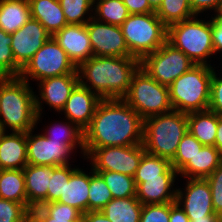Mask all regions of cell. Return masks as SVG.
<instances>
[{"instance_id": "obj_38", "label": "cell", "mask_w": 222, "mask_h": 222, "mask_svg": "<svg viewBox=\"0 0 222 222\" xmlns=\"http://www.w3.org/2000/svg\"><path fill=\"white\" fill-rule=\"evenodd\" d=\"M11 42L12 35L0 28V73L19 77L22 68L15 62Z\"/></svg>"}, {"instance_id": "obj_29", "label": "cell", "mask_w": 222, "mask_h": 222, "mask_svg": "<svg viewBox=\"0 0 222 222\" xmlns=\"http://www.w3.org/2000/svg\"><path fill=\"white\" fill-rule=\"evenodd\" d=\"M178 172L167 158L144 153L139 166L133 176L136 187L143 182V178L176 177Z\"/></svg>"}, {"instance_id": "obj_33", "label": "cell", "mask_w": 222, "mask_h": 222, "mask_svg": "<svg viewBox=\"0 0 222 222\" xmlns=\"http://www.w3.org/2000/svg\"><path fill=\"white\" fill-rule=\"evenodd\" d=\"M43 135L46 136L48 140L61 141V143H64L66 146H76L77 143L84 154V131L69 120L67 124L65 122V124L58 123V125L54 124L50 126L49 130Z\"/></svg>"}, {"instance_id": "obj_19", "label": "cell", "mask_w": 222, "mask_h": 222, "mask_svg": "<svg viewBox=\"0 0 222 222\" xmlns=\"http://www.w3.org/2000/svg\"><path fill=\"white\" fill-rule=\"evenodd\" d=\"M55 166L29 165L23 169L27 205L30 209L47 203V190Z\"/></svg>"}, {"instance_id": "obj_34", "label": "cell", "mask_w": 222, "mask_h": 222, "mask_svg": "<svg viewBox=\"0 0 222 222\" xmlns=\"http://www.w3.org/2000/svg\"><path fill=\"white\" fill-rule=\"evenodd\" d=\"M104 179L113 198L136 196V184L132 176L113 171H95Z\"/></svg>"}, {"instance_id": "obj_43", "label": "cell", "mask_w": 222, "mask_h": 222, "mask_svg": "<svg viewBox=\"0 0 222 222\" xmlns=\"http://www.w3.org/2000/svg\"><path fill=\"white\" fill-rule=\"evenodd\" d=\"M213 68V75L210 85V100L209 110L213 111L219 116H222V78L217 77Z\"/></svg>"}, {"instance_id": "obj_44", "label": "cell", "mask_w": 222, "mask_h": 222, "mask_svg": "<svg viewBox=\"0 0 222 222\" xmlns=\"http://www.w3.org/2000/svg\"><path fill=\"white\" fill-rule=\"evenodd\" d=\"M129 14L152 13L155 10L150 6L148 0H122Z\"/></svg>"}, {"instance_id": "obj_14", "label": "cell", "mask_w": 222, "mask_h": 222, "mask_svg": "<svg viewBox=\"0 0 222 222\" xmlns=\"http://www.w3.org/2000/svg\"><path fill=\"white\" fill-rule=\"evenodd\" d=\"M11 35V48L14 59L21 68L52 36L38 20L33 18H30L20 29Z\"/></svg>"}, {"instance_id": "obj_28", "label": "cell", "mask_w": 222, "mask_h": 222, "mask_svg": "<svg viewBox=\"0 0 222 222\" xmlns=\"http://www.w3.org/2000/svg\"><path fill=\"white\" fill-rule=\"evenodd\" d=\"M142 207L136 196H131L113 198L101 211L112 222H140Z\"/></svg>"}, {"instance_id": "obj_46", "label": "cell", "mask_w": 222, "mask_h": 222, "mask_svg": "<svg viewBox=\"0 0 222 222\" xmlns=\"http://www.w3.org/2000/svg\"><path fill=\"white\" fill-rule=\"evenodd\" d=\"M212 39L215 53L222 51V19H212Z\"/></svg>"}, {"instance_id": "obj_37", "label": "cell", "mask_w": 222, "mask_h": 222, "mask_svg": "<svg viewBox=\"0 0 222 222\" xmlns=\"http://www.w3.org/2000/svg\"><path fill=\"white\" fill-rule=\"evenodd\" d=\"M203 145L188 131L179 143L171 165L179 172L193 157L200 152Z\"/></svg>"}, {"instance_id": "obj_18", "label": "cell", "mask_w": 222, "mask_h": 222, "mask_svg": "<svg viewBox=\"0 0 222 222\" xmlns=\"http://www.w3.org/2000/svg\"><path fill=\"white\" fill-rule=\"evenodd\" d=\"M78 84V74H65L43 79L39 84L40 99L60 112Z\"/></svg>"}, {"instance_id": "obj_11", "label": "cell", "mask_w": 222, "mask_h": 222, "mask_svg": "<svg viewBox=\"0 0 222 222\" xmlns=\"http://www.w3.org/2000/svg\"><path fill=\"white\" fill-rule=\"evenodd\" d=\"M143 144L130 146L85 148L84 155L91 159L94 171H113L134 176L142 155ZM90 156V157H89Z\"/></svg>"}, {"instance_id": "obj_23", "label": "cell", "mask_w": 222, "mask_h": 222, "mask_svg": "<svg viewBox=\"0 0 222 222\" xmlns=\"http://www.w3.org/2000/svg\"><path fill=\"white\" fill-rule=\"evenodd\" d=\"M31 18L38 20L53 36L68 25L59 0H28Z\"/></svg>"}, {"instance_id": "obj_22", "label": "cell", "mask_w": 222, "mask_h": 222, "mask_svg": "<svg viewBox=\"0 0 222 222\" xmlns=\"http://www.w3.org/2000/svg\"><path fill=\"white\" fill-rule=\"evenodd\" d=\"M90 175L85 174L79 168L71 174L69 182L65 183V188L57 202L75 207L82 214L88 212Z\"/></svg>"}, {"instance_id": "obj_20", "label": "cell", "mask_w": 222, "mask_h": 222, "mask_svg": "<svg viewBox=\"0 0 222 222\" xmlns=\"http://www.w3.org/2000/svg\"><path fill=\"white\" fill-rule=\"evenodd\" d=\"M28 164L25 132L3 134L0 139V170L24 169Z\"/></svg>"}, {"instance_id": "obj_53", "label": "cell", "mask_w": 222, "mask_h": 222, "mask_svg": "<svg viewBox=\"0 0 222 222\" xmlns=\"http://www.w3.org/2000/svg\"><path fill=\"white\" fill-rule=\"evenodd\" d=\"M216 13V16L214 15L212 19H222V2L220 3Z\"/></svg>"}, {"instance_id": "obj_42", "label": "cell", "mask_w": 222, "mask_h": 222, "mask_svg": "<svg viewBox=\"0 0 222 222\" xmlns=\"http://www.w3.org/2000/svg\"><path fill=\"white\" fill-rule=\"evenodd\" d=\"M205 179L211 188L214 212L222 216V163Z\"/></svg>"}, {"instance_id": "obj_52", "label": "cell", "mask_w": 222, "mask_h": 222, "mask_svg": "<svg viewBox=\"0 0 222 222\" xmlns=\"http://www.w3.org/2000/svg\"><path fill=\"white\" fill-rule=\"evenodd\" d=\"M163 0H148L150 6L156 11Z\"/></svg>"}, {"instance_id": "obj_5", "label": "cell", "mask_w": 222, "mask_h": 222, "mask_svg": "<svg viewBox=\"0 0 222 222\" xmlns=\"http://www.w3.org/2000/svg\"><path fill=\"white\" fill-rule=\"evenodd\" d=\"M212 75L211 65H194L175 79L168 87L173 110L185 114L207 110Z\"/></svg>"}, {"instance_id": "obj_9", "label": "cell", "mask_w": 222, "mask_h": 222, "mask_svg": "<svg viewBox=\"0 0 222 222\" xmlns=\"http://www.w3.org/2000/svg\"><path fill=\"white\" fill-rule=\"evenodd\" d=\"M65 74H78L77 67L51 36L21 69L19 77L29 83L28 77L41 81Z\"/></svg>"}, {"instance_id": "obj_49", "label": "cell", "mask_w": 222, "mask_h": 222, "mask_svg": "<svg viewBox=\"0 0 222 222\" xmlns=\"http://www.w3.org/2000/svg\"><path fill=\"white\" fill-rule=\"evenodd\" d=\"M215 147L222 153V116L219 115Z\"/></svg>"}, {"instance_id": "obj_48", "label": "cell", "mask_w": 222, "mask_h": 222, "mask_svg": "<svg viewBox=\"0 0 222 222\" xmlns=\"http://www.w3.org/2000/svg\"><path fill=\"white\" fill-rule=\"evenodd\" d=\"M82 222H112L102 211H90L82 214Z\"/></svg>"}, {"instance_id": "obj_21", "label": "cell", "mask_w": 222, "mask_h": 222, "mask_svg": "<svg viewBox=\"0 0 222 222\" xmlns=\"http://www.w3.org/2000/svg\"><path fill=\"white\" fill-rule=\"evenodd\" d=\"M176 177L143 178L136 187V198L143 204L176 202V190H171Z\"/></svg>"}, {"instance_id": "obj_50", "label": "cell", "mask_w": 222, "mask_h": 222, "mask_svg": "<svg viewBox=\"0 0 222 222\" xmlns=\"http://www.w3.org/2000/svg\"><path fill=\"white\" fill-rule=\"evenodd\" d=\"M190 222H221V216H204V218H189Z\"/></svg>"}, {"instance_id": "obj_13", "label": "cell", "mask_w": 222, "mask_h": 222, "mask_svg": "<svg viewBox=\"0 0 222 222\" xmlns=\"http://www.w3.org/2000/svg\"><path fill=\"white\" fill-rule=\"evenodd\" d=\"M26 133L27 160L29 165L66 166L68 157L76 146H66L61 141L48 140L43 134Z\"/></svg>"}, {"instance_id": "obj_47", "label": "cell", "mask_w": 222, "mask_h": 222, "mask_svg": "<svg viewBox=\"0 0 222 222\" xmlns=\"http://www.w3.org/2000/svg\"><path fill=\"white\" fill-rule=\"evenodd\" d=\"M181 206L176 202H170L169 222H190L188 216Z\"/></svg>"}, {"instance_id": "obj_10", "label": "cell", "mask_w": 222, "mask_h": 222, "mask_svg": "<svg viewBox=\"0 0 222 222\" xmlns=\"http://www.w3.org/2000/svg\"><path fill=\"white\" fill-rule=\"evenodd\" d=\"M194 65L196 64L188 56L168 41L155 52L145 55L140 60V68L167 87Z\"/></svg>"}, {"instance_id": "obj_41", "label": "cell", "mask_w": 222, "mask_h": 222, "mask_svg": "<svg viewBox=\"0 0 222 222\" xmlns=\"http://www.w3.org/2000/svg\"><path fill=\"white\" fill-rule=\"evenodd\" d=\"M170 203L145 204L142 207L140 222H169Z\"/></svg>"}, {"instance_id": "obj_26", "label": "cell", "mask_w": 222, "mask_h": 222, "mask_svg": "<svg viewBox=\"0 0 222 222\" xmlns=\"http://www.w3.org/2000/svg\"><path fill=\"white\" fill-rule=\"evenodd\" d=\"M31 18L28 0H0V28L13 34Z\"/></svg>"}, {"instance_id": "obj_12", "label": "cell", "mask_w": 222, "mask_h": 222, "mask_svg": "<svg viewBox=\"0 0 222 222\" xmlns=\"http://www.w3.org/2000/svg\"><path fill=\"white\" fill-rule=\"evenodd\" d=\"M86 27L94 56H132L120 26L103 23L92 17Z\"/></svg>"}, {"instance_id": "obj_15", "label": "cell", "mask_w": 222, "mask_h": 222, "mask_svg": "<svg viewBox=\"0 0 222 222\" xmlns=\"http://www.w3.org/2000/svg\"><path fill=\"white\" fill-rule=\"evenodd\" d=\"M185 191L177 189L176 203L182 206L188 218L221 216L214 212L211 188L206 179H188Z\"/></svg>"}, {"instance_id": "obj_2", "label": "cell", "mask_w": 222, "mask_h": 222, "mask_svg": "<svg viewBox=\"0 0 222 222\" xmlns=\"http://www.w3.org/2000/svg\"><path fill=\"white\" fill-rule=\"evenodd\" d=\"M139 68L140 59L133 56H92L77 67V72L79 84L94 88L92 91L101 99H123Z\"/></svg>"}, {"instance_id": "obj_16", "label": "cell", "mask_w": 222, "mask_h": 222, "mask_svg": "<svg viewBox=\"0 0 222 222\" xmlns=\"http://www.w3.org/2000/svg\"><path fill=\"white\" fill-rule=\"evenodd\" d=\"M52 37L76 67L94 56L86 24H68Z\"/></svg>"}, {"instance_id": "obj_51", "label": "cell", "mask_w": 222, "mask_h": 222, "mask_svg": "<svg viewBox=\"0 0 222 222\" xmlns=\"http://www.w3.org/2000/svg\"><path fill=\"white\" fill-rule=\"evenodd\" d=\"M12 78V76L0 73V96L3 86Z\"/></svg>"}, {"instance_id": "obj_1", "label": "cell", "mask_w": 222, "mask_h": 222, "mask_svg": "<svg viewBox=\"0 0 222 222\" xmlns=\"http://www.w3.org/2000/svg\"><path fill=\"white\" fill-rule=\"evenodd\" d=\"M143 119L123 99H101L84 130L85 148L142 144Z\"/></svg>"}, {"instance_id": "obj_27", "label": "cell", "mask_w": 222, "mask_h": 222, "mask_svg": "<svg viewBox=\"0 0 222 222\" xmlns=\"http://www.w3.org/2000/svg\"><path fill=\"white\" fill-rule=\"evenodd\" d=\"M30 222H82V213L61 202H49L31 209Z\"/></svg>"}, {"instance_id": "obj_32", "label": "cell", "mask_w": 222, "mask_h": 222, "mask_svg": "<svg viewBox=\"0 0 222 222\" xmlns=\"http://www.w3.org/2000/svg\"><path fill=\"white\" fill-rule=\"evenodd\" d=\"M95 2L96 13L93 18L97 21L121 26L130 15L122 0H94V4Z\"/></svg>"}, {"instance_id": "obj_30", "label": "cell", "mask_w": 222, "mask_h": 222, "mask_svg": "<svg viewBox=\"0 0 222 222\" xmlns=\"http://www.w3.org/2000/svg\"><path fill=\"white\" fill-rule=\"evenodd\" d=\"M0 198L27 204L25 176L22 169L0 170Z\"/></svg>"}, {"instance_id": "obj_3", "label": "cell", "mask_w": 222, "mask_h": 222, "mask_svg": "<svg viewBox=\"0 0 222 222\" xmlns=\"http://www.w3.org/2000/svg\"><path fill=\"white\" fill-rule=\"evenodd\" d=\"M41 105L28 82L12 77L3 86L0 96V123L4 130L9 126L12 132L34 130L42 114Z\"/></svg>"}, {"instance_id": "obj_8", "label": "cell", "mask_w": 222, "mask_h": 222, "mask_svg": "<svg viewBox=\"0 0 222 222\" xmlns=\"http://www.w3.org/2000/svg\"><path fill=\"white\" fill-rule=\"evenodd\" d=\"M123 100L143 120L173 110L169 99V88L157 82L141 68L133 75L129 91Z\"/></svg>"}, {"instance_id": "obj_39", "label": "cell", "mask_w": 222, "mask_h": 222, "mask_svg": "<svg viewBox=\"0 0 222 222\" xmlns=\"http://www.w3.org/2000/svg\"><path fill=\"white\" fill-rule=\"evenodd\" d=\"M31 209L27 204L0 198V222H30Z\"/></svg>"}, {"instance_id": "obj_45", "label": "cell", "mask_w": 222, "mask_h": 222, "mask_svg": "<svg viewBox=\"0 0 222 222\" xmlns=\"http://www.w3.org/2000/svg\"><path fill=\"white\" fill-rule=\"evenodd\" d=\"M221 2L222 0H189L191 9L197 16L207 9H212L216 12Z\"/></svg>"}, {"instance_id": "obj_17", "label": "cell", "mask_w": 222, "mask_h": 222, "mask_svg": "<svg viewBox=\"0 0 222 222\" xmlns=\"http://www.w3.org/2000/svg\"><path fill=\"white\" fill-rule=\"evenodd\" d=\"M100 100L92 90L78 84L61 111H64L66 119L84 131L89 126Z\"/></svg>"}, {"instance_id": "obj_35", "label": "cell", "mask_w": 222, "mask_h": 222, "mask_svg": "<svg viewBox=\"0 0 222 222\" xmlns=\"http://www.w3.org/2000/svg\"><path fill=\"white\" fill-rule=\"evenodd\" d=\"M88 212L101 211L104 206L113 199L110 189L107 187L102 176L91 167Z\"/></svg>"}, {"instance_id": "obj_36", "label": "cell", "mask_w": 222, "mask_h": 222, "mask_svg": "<svg viewBox=\"0 0 222 222\" xmlns=\"http://www.w3.org/2000/svg\"><path fill=\"white\" fill-rule=\"evenodd\" d=\"M68 24H86L93 15L84 19L94 5V0H59Z\"/></svg>"}, {"instance_id": "obj_6", "label": "cell", "mask_w": 222, "mask_h": 222, "mask_svg": "<svg viewBox=\"0 0 222 222\" xmlns=\"http://www.w3.org/2000/svg\"><path fill=\"white\" fill-rule=\"evenodd\" d=\"M194 17L170 25L167 41L182 51L196 65H210L207 59L213 53L212 20L205 22Z\"/></svg>"}, {"instance_id": "obj_31", "label": "cell", "mask_w": 222, "mask_h": 222, "mask_svg": "<svg viewBox=\"0 0 222 222\" xmlns=\"http://www.w3.org/2000/svg\"><path fill=\"white\" fill-rule=\"evenodd\" d=\"M155 13L167 28L195 16L189 0H163Z\"/></svg>"}, {"instance_id": "obj_4", "label": "cell", "mask_w": 222, "mask_h": 222, "mask_svg": "<svg viewBox=\"0 0 222 222\" xmlns=\"http://www.w3.org/2000/svg\"><path fill=\"white\" fill-rule=\"evenodd\" d=\"M187 132V114L172 110L143 120L142 144L146 153L171 161Z\"/></svg>"}, {"instance_id": "obj_24", "label": "cell", "mask_w": 222, "mask_h": 222, "mask_svg": "<svg viewBox=\"0 0 222 222\" xmlns=\"http://www.w3.org/2000/svg\"><path fill=\"white\" fill-rule=\"evenodd\" d=\"M222 163V153L215 146H203L179 172L186 179H205Z\"/></svg>"}, {"instance_id": "obj_40", "label": "cell", "mask_w": 222, "mask_h": 222, "mask_svg": "<svg viewBox=\"0 0 222 222\" xmlns=\"http://www.w3.org/2000/svg\"><path fill=\"white\" fill-rule=\"evenodd\" d=\"M76 169L71 168V166H57L51 175L47 190V203L54 202L59 199L64 191L65 183L69 182L71 174Z\"/></svg>"}, {"instance_id": "obj_25", "label": "cell", "mask_w": 222, "mask_h": 222, "mask_svg": "<svg viewBox=\"0 0 222 222\" xmlns=\"http://www.w3.org/2000/svg\"><path fill=\"white\" fill-rule=\"evenodd\" d=\"M188 131L203 145L215 146L218 115L207 109L187 114Z\"/></svg>"}, {"instance_id": "obj_54", "label": "cell", "mask_w": 222, "mask_h": 222, "mask_svg": "<svg viewBox=\"0 0 222 222\" xmlns=\"http://www.w3.org/2000/svg\"><path fill=\"white\" fill-rule=\"evenodd\" d=\"M6 131L4 130L2 124L0 123V139Z\"/></svg>"}, {"instance_id": "obj_7", "label": "cell", "mask_w": 222, "mask_h": 222, "mask_svg": "<svg viewBox=\"0 0 222 222\" xmlns=\"http://www.w3.org/2000/svg\"><path fill=\"white\" fill-rule=\"evenodd\" d=\"M120 27L130 54L140 60L167 41V27L155 12L130 14Z\"/></svg>"}]
</instances>
